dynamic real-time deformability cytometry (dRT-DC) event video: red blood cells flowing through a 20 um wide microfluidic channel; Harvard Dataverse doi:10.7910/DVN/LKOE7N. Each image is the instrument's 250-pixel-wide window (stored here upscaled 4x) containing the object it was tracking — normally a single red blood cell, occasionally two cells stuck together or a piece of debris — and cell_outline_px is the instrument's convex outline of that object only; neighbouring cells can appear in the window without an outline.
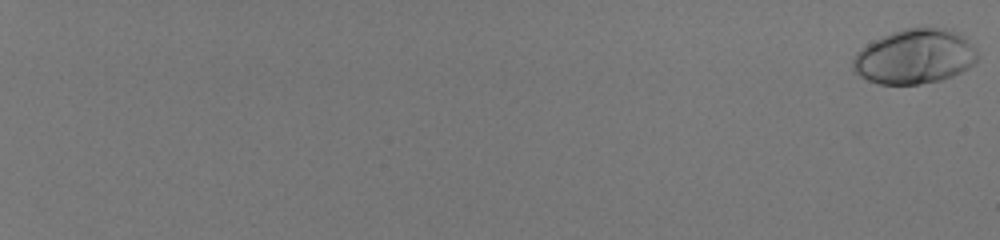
{"species": "human", "species_latin": "Homo sapiens", "temperature_condition": "room temperature", "stored_images_in_passage": 58, "camera_frame_rate_fps": 3000, "um_per_image_px": 0.085, "donor": {"sex": "male"}, "frame": {"image": 1, "passage_image": 1, "time_ms": 0.0, "image_size_px": [1000, 240], "cell_outline_px": [[976, 60], [968, 68], [952, 76], [940, 80], [920, 84], [880, 84], [868, 80], [860, 76], [852, 68], [852, 60], [856, 52], [860, 48], [892, 32], [904, 28], [952, 28], [964, 36], [972, 44], [976, 52]], "centroid_in_image_um": [77.74, 4.8], "position_along_channel_um": 7.3, "area_um2": 39.59}}
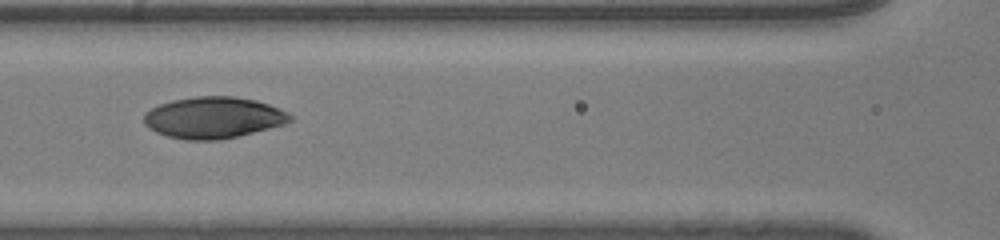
{"frame": {"image": 2, "passage_image": 34, "time_ms": 11.0, "image_size_px": [1000, 240], "cell_outline_px": [[292, 120], [284, 124], [236, 136], [216, 140], [188, 140], [168, 136], [156, 132], [148, 128], [144, 124], [144, 112], [160, 104], [172, 100], [196, 96], [232, 96], [256, 100], [280, 108], [292, 116]], "centroid_in_image_um": [18.11, 9.99], "position_along_channel_um": 148.5, "area_um2": 35.08}}
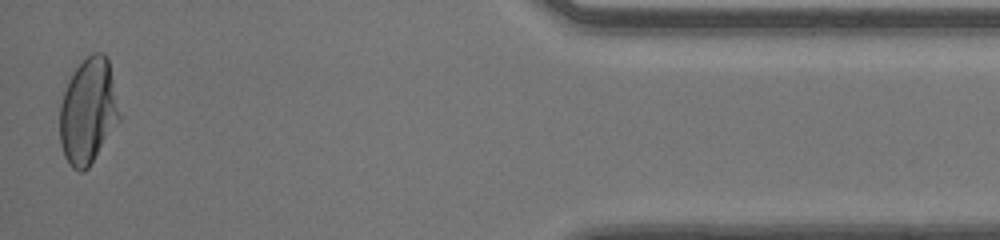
{"frame": {"image": 3, "passage_image": 58, "time_ms": 19.0, "image_size_px": [1000, 240], "cell_outline_px": [[120, 120], [88, 168], [84, 172], [80, 172], [72, 168], [68, 164], [64, 156], [60, 144], [60, 104], [68, 80], [76, 68], [92, 52], [104, 52], [108, 60], [120, 116]], "centroid_in_image_um": [7.47, 9.48], "position_along_channel_um": 427.7, "area_um2": 36.47}, "authors_computed_cell_mechanics": {"area_um2": 35.836, "velocity_mm_per_s": 4.0886, "shape_relaxation_time_tau1_ms": 4.9915, "shape_relaxation_time_tau2_ms": 0.9584, "deformation_change_tau1": 0.2112, "deformation_change_tau2": 0.0323}}